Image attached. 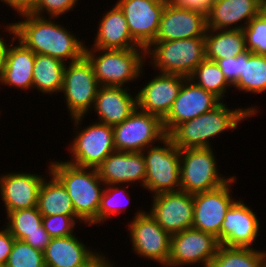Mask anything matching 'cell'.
I'll list each match as a JSON object with an SVG mask.
<instances>
[{"instance_id": "obj_1", "label": "cell", "mask_w": 266, "mask_h": 267, "mask_svg": "<svg viewBox=\"0 0 266 267\" xmlns=\"http://www.w3.org/2000/svg\"><path fill=\"white\" fill-rule=\"evenodd\" d=\"M18 16L23 20L11 23L13 36L35 54L49 55L65 64L85 55V41L80 40L70 29L57 24L54 20L58 18H46L32 13Z\"/></svg>"}, {"instance_id": "obj_2", "label": "cell", "mask_w": 266, "mask_h": 267, "mask_svg": "<svg viewBox=\"0 0 266 267\" xmlns=\"http://www.w3.org/2000/svg\"><path fill=\"white\" fill-rule=\"evenodd\" d=\"M227 106L222 101L213 110L177 125L167 136L179 149L212 148L209 140L237 129L240 122L254 117L259 111L257 106L232 110Z\"/></svg>"}, {"instance_id": "obj_3", "label": "cell", "mask_w": 266, "mask_h": 267, "mask_svg": "<svg viewBox=\"0 0 266 267\" xmlns=\"http://www.w3.org/2000/svg\"><path fill=\"white\" fill-rule=\"evenodd\" d=\"M48 165L50 172L66 188L75 214L85 226L97 225V214L105 188L97 169L79 167L62 160L50 161Z\"/></svg>"}, {"instance_id": "obj_4", "label": "cell", "mask_w": 266, "mask_h": 267, "mask_svg": "<svg viewBox=\"0 0 266 267\" xmlns=\"http://www.w3.org/2000/svg\"><path fill=\"white\" fill-rule=\"evenodd\" d=\"M85 56L93 66L99 86L128 88L130 81L139 80L144 73V48L98 49L85 46Z\"/></svg>"}, {"instance_id": "obj_5", "label": "cell", "mask_w": 266, "mask_h": 267, "mask_svg": "<svg viewBox=\"0 0 266 267\" xmlns=\"http://www.w3.org/2000/svg\"><path fill=\"white\" fill-rule=\"evenodd\" d=\"M145 56L156 72L189 78L206 59L205 38L153 42L145 50Z\"/></svg>"}, {"instance_id": "obj_6", "label": "cell", "mask_w": 266, "mask_h": 267, "mask_svg": "<svg viewBox=\"0 0 266 267\" xmlns=\"http://www.w3.org/2000/svg\"><path fill=\"white\" fill-rule=\"evenodd\" d=\"M76 135L69 144L70 160L66 162L79 167L96 168L114 151L113 126L93 122L83 126L84 116L71 118ZM80 126V127H79ZM80 130V131H79Z\"/></svg>"}, {"instance_id": "obj_7", "label": "cell", "mask_w": 266, "mask_h": 267, "mask_svg": "<svg viewBox=\"0 0 266 267\" xmlns=\"http://www.w3.org/2000/svg\"><path fill=\"white\" fill-rule=\"evenodd\" d=\"M212 148L180 149V190L190 194L217 189L233 176L219 173Z\"/></svg>"}, {"instance_id": "obj_8", "label": "cell", "mask_w": 266, "mask_h": 267, "mask_svg": "<svg viewBox=\"0 0 266 267\" xmlns=\"http://www.w3.org/2000/svg\"><path fill=\"white\" fill-rule=\"evenodd\" d=\"M160 144L142 151L147 167L144 189L152 195L180 190V149L168 136Z\"/></svg>"}, {"instance_id": "obj_9", "label": "cell", "mask_w": 266, "mask_h": 267, "mask_svg": "<svg viewBox=\"0 0 266 267\" xmlns=\"http://www.w3.org/2000/svg\"><path fill=\"white\" fill-rule=\"evenodd\" d=\"M67 64L61 92L64 94L69 116L86 117L93 108L99 88L93 66L85 55Z\"/></svg>"}, {"instance_id": "obj_10", "label": "cell", "mask_w": 266, "mask_h": 267, "mask_svg": "<svg viewBox=\"0 0 266 267\" xmlns=\"http://www.w3.org/2000/svg\"><path fill=\"white\" fill-rule=\"evenodd\" d=\"M166 136L163 120L138 108L122 123L113 126L116 151L142 152Z\"/></svg>"}, {"instance_id": "obj_11", "label": "cell", "mask_w": 266, "mask_h": 267, "mask_svg": "<svg viewBox=\"0 0 266 267\" xmlns=\"http://www.w3.org/2000/svg\"><path fill=\"white\" fill-rule=\"evenodd\" d=\"M128 224L132 251L143 257L167 266L170 255L171 235L155 221L148 211L137 210Z\"/></svg>"}, {"instance_id": "obj_12", "label": "cell", "mask_w": 266, "mask_h": 267, "mask_svg": "<svg viewBox=\"0 0 266 267\" xmlns=\"http://www.w3.org/2000/svg\"><path fill=\"white\" fill-rule=\"evenodd\" d=\"M220 243L210 234L193 227L171 235L170 255L166 267L201 265L210 267Z\"/></svg>"}, {"instance_id": "obj_13", "label": "cell", "mask_w": 266, "mask_h": 267, "mask_svg": "<svg viewBox=\"0 0 266 267\" xmlns=\"http://www.w3.org/2000/svg\"><path fill=\"white\" fill-rule=\"evenodd\" d=\"M236 180L237 177L233 176L217 189L193 194L194 217L192 227L214 235L220 244L221 226L226 211L236 200L231 194V187Z\"/></svg>"}, {"instance_id": "obj_14", "label": "cell", "mask_w": 266, "mask_h": 267, "mask_svg": "<svg viewBox=\"0 0 266 267\" xmlns=\"http://www.w3.org/2000/svg\"><path fill=\"white\" fill-rule=\"evenodd\" d=\"M133 40L145 50L154 42L167 0H118Z\"/></svg>"}, {"instance_id": "obj_15", "label": "cell", "mask_w": 266, "mask_h": 267, "mask_svg": "<svg viewBox=\"0 0 266 267\" xmlns=\"http://www.w3.org/2000/svg\"><path fill=\"white\" fill-rule=\"evenodd\" d=\"M149 214L168 234L191 228L194 217L193 194L182 190L152 195Z\"/></svg>"}, {"instance_id": "obj_16", "label": "cell", "mask_w": 266, "mask_h": 267, "mask_svg": "<svg viewBox=\"0 0 266 267\" xmlns=\"http://www.w3.org/2000/svg\"><path fill=\"white\" fill-rule=\"evenodd\" d=\"M206 13L174 4L167 0L154 42L204 37Z\"/></svg>"}, {"instance_id": "obj_17", "label": "cell", "mask_w": 266, "mask_h": 267, "mask_svg": "<svg viewBox=\"0 0 266 267\" xmlns=\"http://www.w3.org/2000/svg\"><path fill=\"white\" fill-rule=\"evenodd\" d=\"M221 102L213 93L186 78L170 112L163 119L166 135L177 125L213 110Z\"/></svg>"}, {"instance_id": "obj_18", "label": "cell", "mask_w": 266, "mask_h": 267, "mask_svg": "<svg viewBox=\"0 0 266 267\" xmlns=\"http://www.w3.org/2000/svg\"><path fill=\"white\" fill-rule=\"evenodd\" d=\"M3 28L6 30L5 32L10 33L9 38L11 41L10 43L6 42L3 50L0 84L2 83L1 85H7L10 88L17 87L24 91L31 90L33 89L35 53L12 36L11 23L6 24V26L3 24ZM15 40L18 42L14 43Z\"/></svg>"}, {"instance_id": "obj_19", "label": "cell", "mask_w": 266, "mask_h": 267, "mask_svg": "<svg viewBox=\"0 0 266 267\" xmlns=\"http://www.w3.org/2000/svg\"><path fill=\"white\" fill-rule=\"evenodd\" d=\"M186 77L156 73L137 92V108L159 116L162 120L170 112Z\"/></svg>"}, {"instance_id": "obj_20", "label": "cell", "mask_w": 266, "mask_h": 267, "mask_svg": "<svg viewBox=\"0 0 266 267\" xmlns=\"http://www.w3.org/2000/svg\"><path fill=\"white\" fill-rule=\"evenodd\" d=\"M257 217L244 201L236 199L226 211L221 226V245L253 248L261 232Z\"/></svg>"}, {"instance_id": "obj_21", "label": "cell", "mask_w": 266, "mask_h": 267, "mask_svg": "<svg viewBox=\"0 0 266 267\" xmlns=\"http://www.w3.org/2000/svg\"><path fill=\"white\" fill-rule=\"evenodd\" d=\"M76 233L51 238L44 251L46 267H96L106 255L85 245ZM97 251V252H95ZM103 253V254H102Z\"/></svg>"}, {"instance_id": "obj_22", "label": "cell", "mask_w": 266, "mask_h": 267, "mask_svg": "<svg viewBox=\"0 0 266 267\" xmlns=\"http://www.w3.org/2000/svg\"><path fill=\"white\" fill-rule=\"evenodd\" d=\"M146 162L142 152H112L98 167L99 178L105 185L140 183L144 187Z\"/></svg>"}, {"instance_id": "obj_23", "label": "cell", "mask_w": 266, "mask_h": 267, "mask_svg": "<svg viewBox=\"0 0 266 267\" xmlns=\"http://www.w3.org/2000/svg\"><path fill=\"white\" fill-rule=\"evenodd\" d=\"M43 175L31 172H6L0 176V197L6 214L11 211L37 207Z\"/></svg>"}, {"instance_id": "obj_24", "label": "cell", "mask_w": 266, "mask_h": 267, "mask_svg": "<svg viewBox=\"0 0 266 267\" xmlns=\"http://www.w3.org/2000/svg\"><path fill=\"white\" fill-rule=\"evenodd\" d=\"M261 11L262 0H213L206 13L207 28L243 30Z\"/></svg>"}, {"instance_id": "obj_25", "label": "cell", "mask_w": 266, "mask_h": 267, "mask_svg": "<svg viewBox=\"0 0 266 267\" xmlns=\"http://www.w3.org/2000/svg\"><path fill=\"white\" fill-rule=\"evenodd\" d=\"M129 88L99 86L94 112L99 123L115 126L127 119L137 108V94L129 93Z\"/></svg>"}, {"instance_id": "obj_26", "label": "cell", "mask_w": 266, "mask_h": 267, "mask_svg": "<svg viewBox=\"0 0 266 267\" xmlns=\"http://www.w3.org/2000/svg\"><path fill=\"white\" fill-rule=\"evenodd\" d=\"M94 44L98 49H131L140 47L132 38L123 11L115 3L98 22Z\"/></svg>"}, {"instance_id": "obj_27", "label": "cell", "mask_w": 266, "mask_h": 267, "mask_svg": "<svg viewBox=\"0 0 266 267\" xmlns=\"http://www.w3.org/2000/svg\"><path fill=\"white\" fill-rule=\"evenodd\" d=\"M49 178H44L38 193L37 208L43 216L51 215H76L66 188L50 172Z\"/></svg>"}, {"instance_id": "obj_28", "label": "cell", "mask_w": 266, "mask_h": 267, "mask_svg": "<svg viewBox=\"0 0 266 267\" xmlns=\"http://www.w3.org/2000/svg\"><path fill=\"white\" fill-rule=\"evenodd\" d=\"M204 38L206 59L211 61L236 57L247 51L243 30L207 28Z\"/></svg>"}, {"instance_id": "obj_29", "label": "cell", "mask_w": 266, "mask_h": 267, "mask_svg": "<svg viewBox=\"0 0 266 267\" xmlns=\"http://www.w3.org/2000/svg\"><path fill=\"white\" fill-rule=\"evenodd\" d=\"M65 63L49 55L35 54L33 66V89L42 94L61 93Z\"/></svg>"}, {"instance_id": "obj_30", "label": "cell", "mask_w": 266, "mask_h": 267, "mask_svg": "<svg viewBox=\"0 0 266 267\" xmlns=\"http://www.w3.org/2000/svg\"><path fill=\"white\" fill-rule=\"evenodd\" d=\"M239 91L262 94L266 91V56L246 51L241 54V72L233 85Z\"/></svg>"}, {"instance_id": "obj_31", "label": "cell", "mask_w": 266, "mask_h": 267, "mask_svg": "<svg viewBox=\"0 0 266 267\" xmlns=\"http://www.w3.org/2000/svg\"><path fill=\"white\" fill-rule=\"evenodd\" d=\"M210 267H266L264 250L220 244Z\"/></svg>"}, {"instance_id": "obj_32", "label": "cell", "mask_w": 266, "mask_h": 267, "mask_svg": "<svg viewBox=\"0 0 266 267\" xmlns=\"http://www.w3.org/2000/svg\"><path fill=\"white\" fill-rule=\"evenodd\" d=\"M196 85L213 93L221 101L227 93V89L233 87L225 78L223 72L215 61L205 59L193 71L189 77Z\"/></svg>"}, {"instance_id": "obj_33", "label": "cell", "mask_w": 266, "mask_h": 267, "mask_svg": "<svg viewBox=\"0 0 266 267\" xmlns=\"http://www.w3.org/2000/svg\"><path fill=\"white\" fill-rule=\"evenodd\" d=\"M43 215L37 207L11 211L6 215L4 226L16 240H23L28 234L42 232Z\"/></svg>"}, {"instance_id": "obj_34", "label": "cell", "mask_w": 266, "mask_h": 267, "mask_svg": "<svg viewBox=\"0 0 266 267\" xmlns=\"http://www.w3.org/2000/svg\"><path fill=\"white\" fill-rule=\"evenodd\" d=\"M123 186L124 185H105L97 214V224H101L104 221L106 222L113 216L117 217V215L122 212L125 213L126 209H128L127 204L130 205L131 195L129 196L130 193H127L129 192L125 189L127 187Z\"/></svg>"}, {"instance_id": "obj_35", "label": "cell", "mask_w": 266, "mask_h": 267, "mask_svg": "<svg viewBox=\"0 0 266 267\" xmlns=\"http://www.w3.org/2000/svg\"><path fill=\"white\" fill-rule=\"evenodd\" d=\"M6 267H46L44 252L15 239Z\"/></svg>"}, {"instance_id": "obj_36", "label": "cell", "mask_w": 266, "mask_h": 267, "mask_svg": "<svg viewBox=\"0 0 266 267\" xmlns=\"http://www.w3.org/2000/svg\"><path fill=\"white\" fill-rule=\"evenodd\" d=\"M246 49L253 54L266 56V14L261 11L243 29Z\"/></svg>"}, {"instance_id": "obj_37", "label": "cell", "mask_w": 266, "mask_h": 267, "mask_svg": "<svg viewBox=\"0 0 266 267\" xmlns=\"http://www.w3.org/2000/svg\"><path fill=\"white\" fill-rule=\"evenodd\" d=\"M83 223L77 215L43 216L42 224L51 238L66 237L75 234L76 224ZM74 232V233H73Z\"/></svg>"}, {"instance_id": "obj_38", "label": "cell", "mask_w": 266, "mask_h": 267, "mask_svg": "<svg viewBox=\"0 0 266 267\" xmlns=\"http://www.w3.org/2000/svg\"><path fill=\"white\" fill-rule=\"evenodd\" d=\"M79 0H39L36 7L30 12L41 17L59 18L63 14L66 15L69 11L78 5ZM46 16H45V15Z\"/></svg>"}, {"instance_id": "obj_39", "label": "cell", "mask_w": 266, "mask_h": 267, "mask_svg": "<svg viewBox=\"0 0 266 267\" xmlns=\"http://www.w3.org/2000/svg\"><path fill=\"white\" fill-rule=\"evenodd\" d=\"M223 72L226 80L233 86L240 77L241 54L236 57L224 58L215 61Z\"/></svg>"}, {"instance_id": "obj_40", "label": "cell", "mask_w": 266, "mask_h": 267, "mask_svg": "<svg viewBox=\"0 0 266 267\" xmlns=\"http://www.w3.org/2000/svg\"><path fill=\"white\" fill-rule=\"evenodd\" d=\"M15 238L10 231L3 226L0 229V264L6 265L11 252Z\"/></svg>"}, {"instance_id": "obj_41", "label": "cell", "mask_w": 266, "mask_h": 267, "mask_svg": "<svg viewBox=\"0 0 266 267\" xmlns=\"http://www.w3.org/2000/svg\"><path fill=\"white\" fill-rule=\"evenodd\" d=\"M50 240L51 237L42 224V232L28 234L22 241L29 244L34 249L44 252Z\"/></svg>"}, {"instance_id": "obj_42", "label": "cell", "mask_w": 266, "mask_h": 267, "mask_svg": "<svg viewBox=\"0 0 266 267\" xmlns=\"http://www.w3.org/2000/svg\"><path fill=\"white\" fill-rule=\"evenodd\" d=\"M8 7L13 8L18 15L30 13L37 5L39 0H0Z\"/></svg>"}, {"instance_id": "obj_43", "label": "cell", "mask_w": 266, "mask_h": 267, "mask_svg": "<svg viewBox=\"0 0 266 267\" xmlns=\"http://www.w3.org/2000/svg\"><path fill=\"white\" fill-rule=\"evenodd\" d=\"M174 4L207 13L213 0H170Z\"/></svg>"}, {"instance_id": "obj_44", "label": "cell", "mask_w": 266, "mask_h": 267, "mask_svg": "<svg viewBox=\"0 0 266 267\" xmlns=\"http://www.w3.org/2000/svg\"><path fill=\"white\" fill-rule=\"evenodd\" d=\"M6 42L7 41L4 40V38L0 34V70H1V64H2V59H3V50H4Z\"/></svg>"}, {"instance_id": "obj_45", "label": "cell", "mask_w": 266, "mask_h": 267, "mask_svg": "<svg viewBox=\"0 0 266 267\" xmlns=\"http://www.w3.org/2000/svg\"><path fill=\"white\" fill-rule=\"evenodd\" d=\"M109 258H108V256L102 261V262H100L96 267H115V265L113 264L114 263V261L113 262H111V261H109L108 260Z\"/></svg>"}, {"instance_id": "obj_46", "label": "cell", "mask_w": 266, "mask_h": 267, "mask_svg": "<svg viewBox=\"0 0 266 267\" xmlns=\"http://www.w3.org/2000/svg\"><path fill=\"white\" fill-rule=\"evenodd\" d=\"M262 11L266 14V0H262Z\"/></svg>"}]
</instances>
